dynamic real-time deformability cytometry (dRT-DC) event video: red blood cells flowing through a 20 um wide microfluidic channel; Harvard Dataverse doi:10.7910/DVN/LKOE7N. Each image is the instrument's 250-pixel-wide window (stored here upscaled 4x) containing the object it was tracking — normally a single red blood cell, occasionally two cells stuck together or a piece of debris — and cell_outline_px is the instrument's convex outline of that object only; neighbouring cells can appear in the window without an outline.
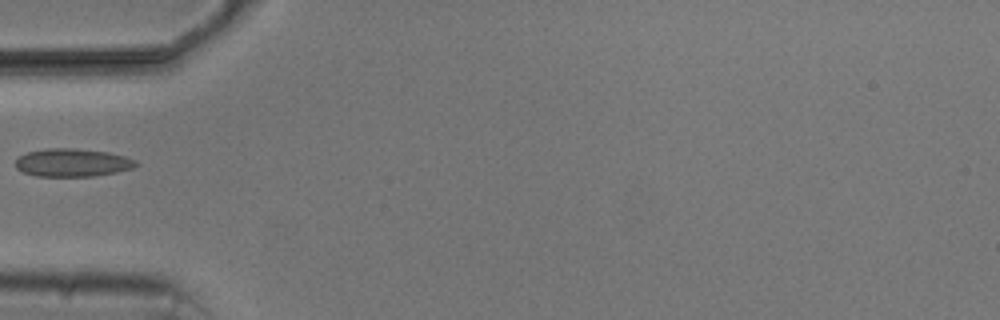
{"species": "common noctule bat (a hibernating species)", "species_latin": "Nyctalus noctula", "temperature_condition": "cold", "stored_images_in_passage": 2, "camera_frame_rate_fps": 3000, "um_per_image_px": 0.085, "animal": {"sex": "male", "body_mass_g": 20.5, "forearm_length_mm": 52.5}, "frame": {"image": 1, "passage_image": 1, "time_ms": 0.0, "image_size_px": [1000, 320], "cell_outline_px": [[140, 164], [132, 168], [116, 172], [92, 176], [36, 176], [24, 172], [16, 168], [16, 160], [20, 156], [28, 152], [48, 148], [76, 148], [108, 152], [124, 156], [136, 160]], "centroid_in_image_um": [6.18, 13.82], "position_along_channel_um": 78.8, "area_um2": 19.59}}
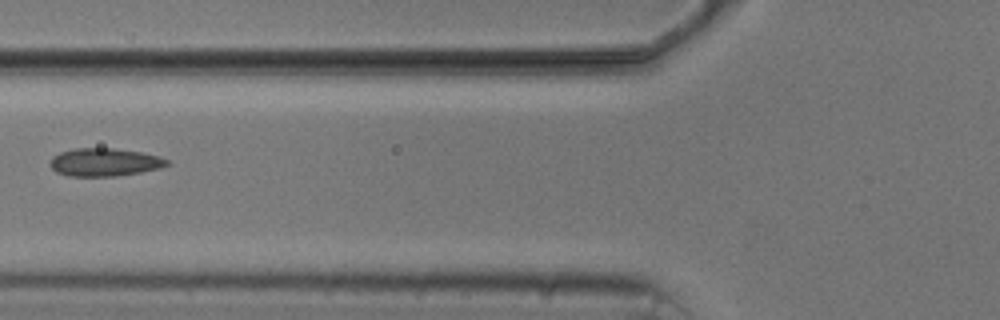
{"frame": {"image": 2, "passage_image": 2, "time_ms": 1.0, "image_size_px": [1000, 320], "cell_outline_px": [[172, 164], [160, 168], [140, 172], [116, 176], [68, 176], [56, 172], [48, 164], [52, 156], [60, 152], [76, 148], [112, 148], [140, 152], [160, 156], [168, 160]], "centroid_in_image_um": [8.88, 13.79], "position_along_channel_um": 116.9, "area_um2": 19.19}}